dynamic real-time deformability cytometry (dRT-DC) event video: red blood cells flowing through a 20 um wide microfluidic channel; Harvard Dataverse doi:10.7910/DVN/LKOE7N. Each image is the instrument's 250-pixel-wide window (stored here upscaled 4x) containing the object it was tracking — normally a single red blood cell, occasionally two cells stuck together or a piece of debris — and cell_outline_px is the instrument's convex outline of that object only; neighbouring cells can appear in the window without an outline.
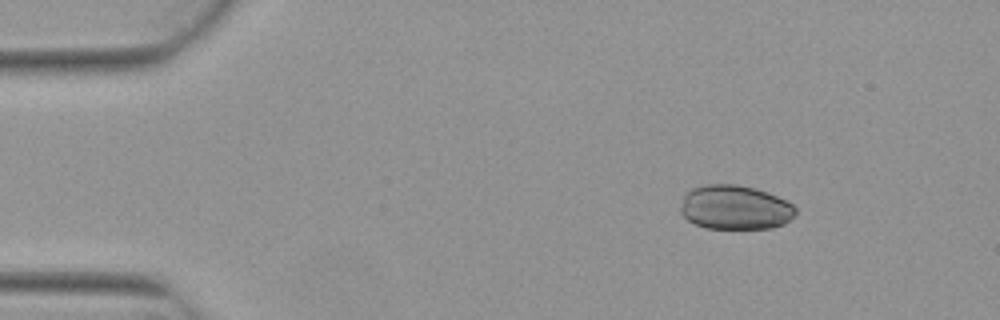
{"species": "Egyptian fruit bat (a non-hibernating species)", "species_latin": "Rousettus aegyptiacus", "temperature_condition": "warm", "stored_images_in_passage": 3, "camera_frame_rate_fps": 3000, "um_per_image_px": 0.085, "animal": {"sex": "female"}, "frame": {"image": 1, "passage_image": 1, "time_ms": 0.0, "image_size_px": [1000, 320], "cell_outline_px": [[796, 212], [784, 224], [772, 228], [704, 228], [688, 220], [680, 212], [680, 208], [684, 192], [692, 188], [704, 184], [736, 184], [756, 188], [776, 196], [792, 204], [796, 208]], "centroid_in_image_um": [62.43, 17.62], "position_along_channel_um": 22.6, "area_um2": 29.77}}